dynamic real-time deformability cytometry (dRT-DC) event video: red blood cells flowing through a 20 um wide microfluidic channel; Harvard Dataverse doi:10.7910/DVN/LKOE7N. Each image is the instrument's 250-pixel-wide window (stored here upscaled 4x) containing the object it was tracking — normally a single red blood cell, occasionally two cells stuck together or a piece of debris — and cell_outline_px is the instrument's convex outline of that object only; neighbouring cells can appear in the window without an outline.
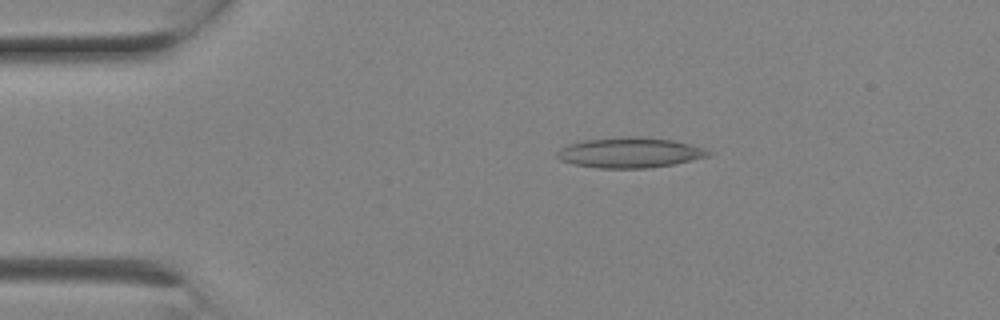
{"species": "Egyptian fruit bat (a non-hibernating species)", "species_latin": "Rousettus aegyptiacus", "temperature_condition": "room temperature", "stored_images_in_passage": 6, "camera_frame_rate_fps": 3000, "um_per_image_px": 0.085, "animal": {"sex": "female"}, "frame": {"image": 1, "passage_image": 4, "time_ms": 1.0, "image_size_px": [1000, 320], "cell_outline_px": [[716, 152], [708, 156], [692, 160], [672, 164], [648, 168], [596, 168], [576, 164], [560, 160], [556, 156], [556, 152], [560, 148], [568, 144], [584, 140], [628, 136], [636, 136], [672, 140], [704, 148]], "centroid_in_image_um": [53.53, 12.97], "position_along_channel_um": 31.5, "area_um2": 26.65}}